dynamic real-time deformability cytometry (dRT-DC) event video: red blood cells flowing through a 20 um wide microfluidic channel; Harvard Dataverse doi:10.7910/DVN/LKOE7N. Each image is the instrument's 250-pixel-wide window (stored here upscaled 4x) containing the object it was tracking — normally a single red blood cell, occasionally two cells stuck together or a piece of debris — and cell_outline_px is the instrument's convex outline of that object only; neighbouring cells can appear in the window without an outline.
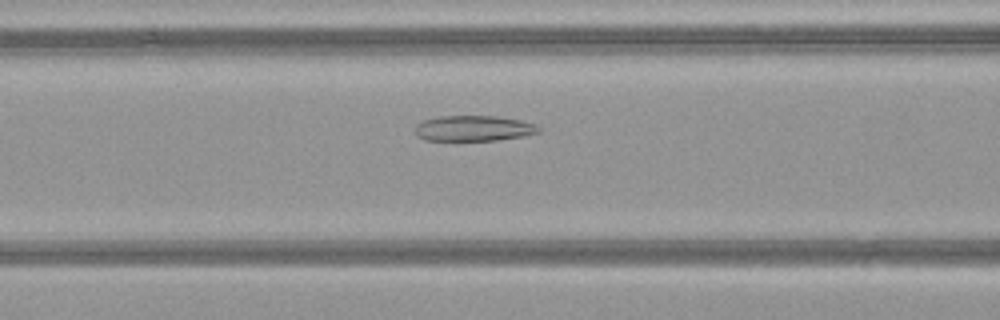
{"species": "common noctule bat (a hibernating species)", "species_latin": "Nyctalus noctula", "temperature_condition": "warm", "stored_images_in_passage": 38, "camera_frame_rate_fps": 3000, "um_per_image_px": 0.085, "animal": {"sex": "female", "body_mass_g": 21.9}, "frame": {"image": 1, "passage_image": 9, "time_ms": 2.667, "image_size_px": [1000, 320], "cell_outline_px": [[540, 132], [524, 136], [500, 140], [424, 140], [416, 136], [416, 124], [424, 120], [440, 116], [496, 116], [520, 120], [536, 124], [540, 128]], "centroid_in_image_um": [40.27, 10.91], "position_along_channel_um": 126.3, "area_um2": 18.44}}
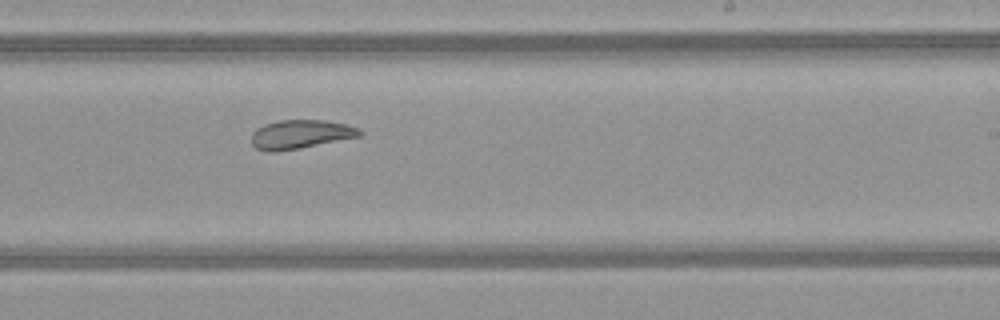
{"frame": {"image": 2, "passage_image": 19, "time_ms": 6.0, "image_size_px": [1000, 320], "cell_outline_px": [[364, 132], [360, 136], [300, 148], [276, 152], [268, 152], [256, 148], [252, 144], [252, 132], [256, 128], [264, 124], [280, 120], [324, 120], [348, 124]], "centroid_in_image_um": [25.52, 11.41], "position_along_channel_um": 263.5, "area_um2": 18.21}}
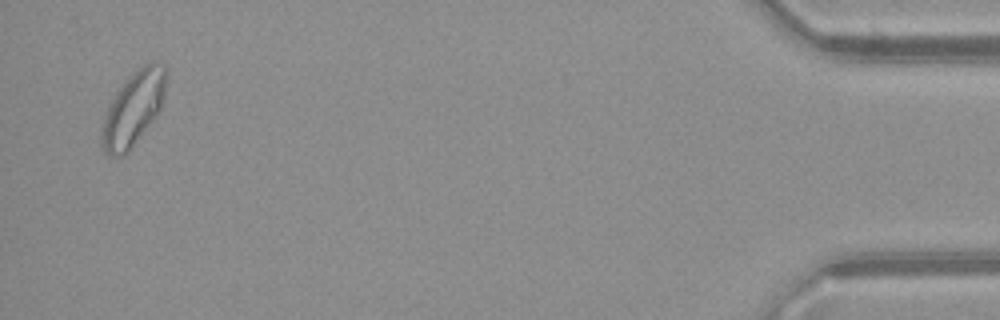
{"frame": {"image": 3, "passage_image": 37, "time_ms": 12.0, "image_size_px": [1000, 320], "cell_outline_px": [[168, 72], [164, 100], [156, 116], [128, 152], [120, 156], [108, 156], [104, 152], [100, 144], [100, 132], [104, 116], [116, 92], [124, 80], [128, 76], [144, 64], [152, 60], [156, 60], [164, 64], [168, 68]], "centroid_in_image_um": [11.35, 9.19], "position_along_channel_um": 423.8, "area_um2": 28.26}, "authors_computed_cell_mechanics": {"area_um2": 19.5075, "velocity_mm_per_s": 4.1137, "shape_relaxation_time_tau1_ms": 9.0994, "shape_relaxation_time_tau2_ms": 1.396, "deformation_change_tau1": 0.1842, "deformation_change_tau2": 0.077}}